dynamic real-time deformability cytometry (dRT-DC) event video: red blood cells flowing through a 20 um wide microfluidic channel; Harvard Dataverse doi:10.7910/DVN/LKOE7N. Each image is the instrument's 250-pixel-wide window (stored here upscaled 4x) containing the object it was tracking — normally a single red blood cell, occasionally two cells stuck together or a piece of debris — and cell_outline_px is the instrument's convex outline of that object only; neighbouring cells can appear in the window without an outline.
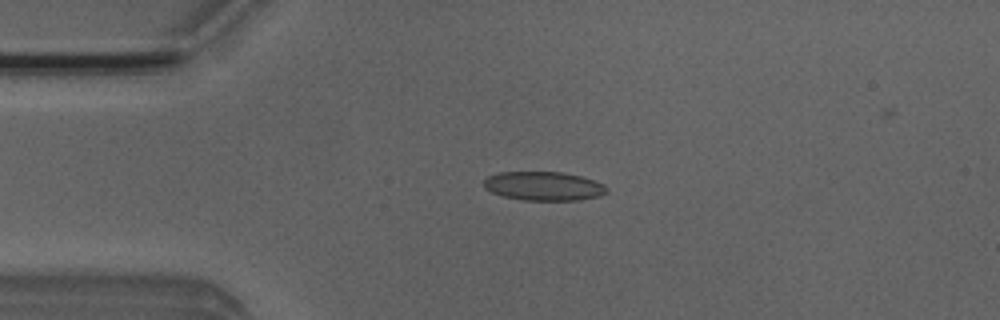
{"species": "Egyptian fruit bat (a non-hibernating species)", "species_latin": "Rousettus aegyptiacus", "temperature_condition": "room temperature", "stored_images_in_passage": 4, "camera_frame_rate_fps": 3000, "um_per_image_px": 0.085, "animal": {"sex": "male"}, "frame": {"image": 1, "passage_image": 3, "time_ms": 2.667, "image_size_px": [1000, 320], "cell_outline_px": [[608, 192], [600, 196], [576, 200], [524, 200], [504, 196], [492, 192], [484, 188], [484, 180], [488, 176], [500, 172], [564, 172], [580, 176], [604, 184], [608, 188]], "centroid_in_image_um": [46.23, 15.81], "position_along_channel_um": 38.8, "area_um2": 20.63}}